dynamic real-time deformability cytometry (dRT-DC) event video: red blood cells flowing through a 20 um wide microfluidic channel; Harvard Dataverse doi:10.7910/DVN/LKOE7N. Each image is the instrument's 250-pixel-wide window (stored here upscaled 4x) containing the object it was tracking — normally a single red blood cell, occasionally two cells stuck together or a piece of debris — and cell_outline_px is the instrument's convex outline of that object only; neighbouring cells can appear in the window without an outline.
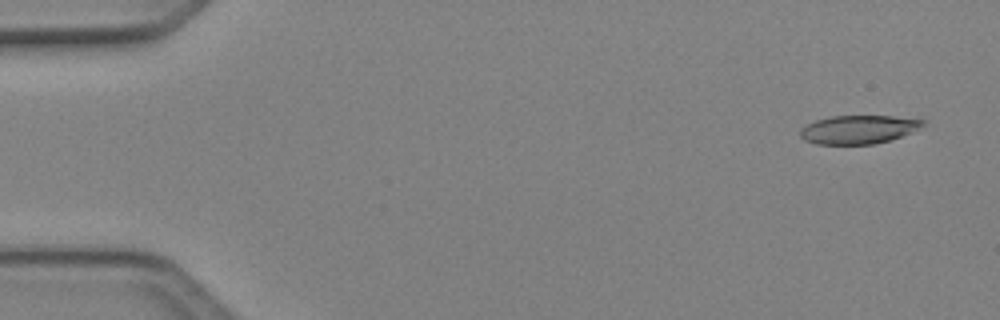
{"species": "Egyptian fruit bat (a non-hibernating species)", "species_latin": "Rousettus aegyptiacus", "temperature_condition": "cold", "stored_images_in_passage": 5, "camera_frame_rate_fps": 3000, "um_per_image_px": 0.085, "animal": {"sex": "female"}, "frame": {"image": 1, "passage_image": 1, "time_ms": 0.0, "image_size_px": [1000, 320], "cell_outline_px": [[924, 124], [900, 136], [888, 140], [872, 144], [816, 144], [804, 140], [800, 136], [800, 128], [816, 120], [832, 116], [892, 116], [924, 120]], "centroid_in_image_um": [72.88, 11.0], "position_along_channel_um": 12.1, "area_um2": 19.94}}
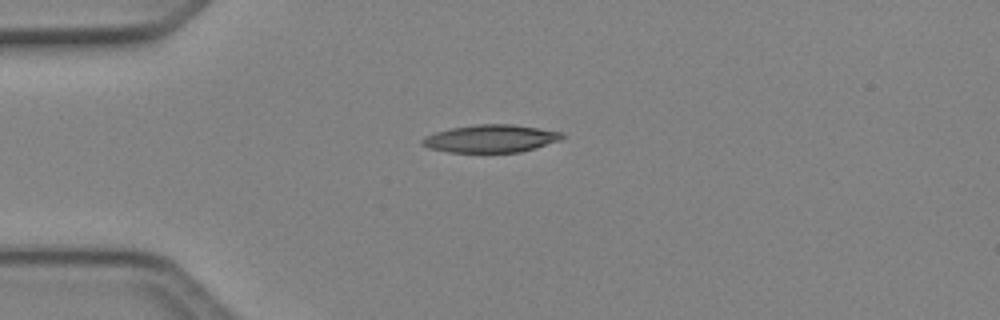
{"frame": {"image": 2, "passage_image": 4, "time_ms": 1.0, "image_size_px": [1000, 320], "cell_outline_px": [[564, 136], [560, 140], [536, 148], [520, 152], [448, 152], [428, 148], [420, 144], [420, 140], [424, 136], [436, 132], [452, 128], [476, 124], [512, 124], [564, 132]], "centroid_in_image_um": [41.7, 11.78], "position_along_channel_um": 43.3, "area_um2": 22.66}}
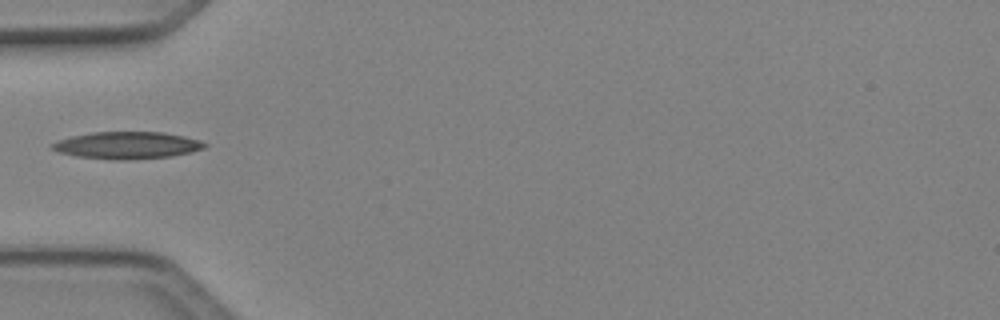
{"frame": {"image": 3, "passage_image": 5, "time_ms": 1.333, "image_size_px": [1000, 320], "cell_outline_px": [[208, 144], [204, 148], [192, 152], [172, 156], [124, 160], [112, 160], [76, 156], [60, 152], [52, 148], [52, 144], [56, 140], [72, 136], [92, 132], [164, 132], [184, 136], [200, 140]], "centroid_in_image_um": [10.83, 12.35], "position_along_channel_um": 74.2, "area_um2": 24.1}}